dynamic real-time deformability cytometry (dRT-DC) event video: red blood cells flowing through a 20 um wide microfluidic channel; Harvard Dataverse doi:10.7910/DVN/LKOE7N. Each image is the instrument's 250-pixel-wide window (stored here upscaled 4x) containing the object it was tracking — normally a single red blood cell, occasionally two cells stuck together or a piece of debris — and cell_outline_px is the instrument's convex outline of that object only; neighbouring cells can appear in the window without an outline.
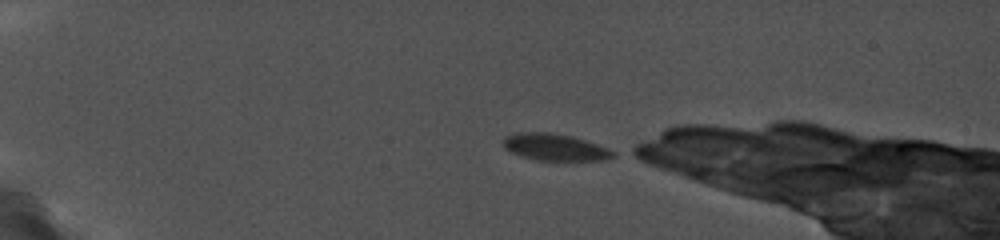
{"species": "common noctule bat (a hibernating species)", "species_latin": "Nyctalus noctula", "temperature_condition": "cold", "stored_images_in_passage": 34, "segment_of_instrument_passage": [1, 2], "camera_frame_rate_fps": 5000, "um_per_image_px": 0.085, "animal": {"sex": "female", "body_mass_g": 19.0, "forearm_length_mm": 56.7}, "frame": {"image": 1, "passage_image": 1, "time_ms": 0.0, "image_size_px": [1000, 240], "cell_outline_px": [[616, 156], [608, 160], [536, 160], [520, 156], [504, 148], [500, 144], [500, 140], [504, 136], [520, 132], [548, 132], [572, 136], [608, 148], [616, 152]], "centroid_in_image_um": [47.13, 12.51], "position_along_channel_um": 37.9, "area_um2": 17.4}}
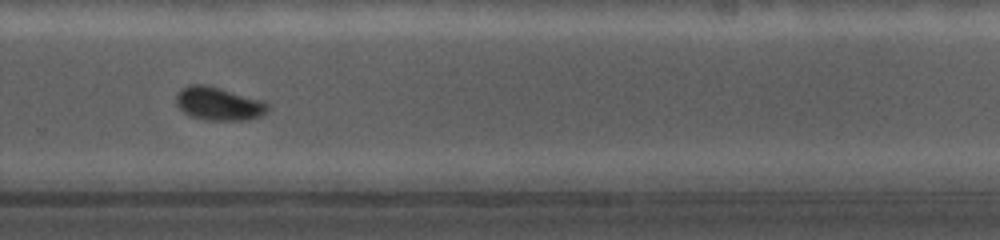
{"frame": {"image": 2, "passage_image": 24, "time_ms": 9.2, "image_size_px": [1000, 240], "cell_outline_px": [[272, 108], [268, 112], [260, 116], [248, 120], [204, 120], [192, 116], [184, 112], [176, 104], [176, 96], [184, 88], [192, 84], [200, 84], [216, 88], [260, 100], [268, 104]], "centroid_in_image_um": [18.62, 8.85], "position_along_channel_um": 311.2, "area_um2": 17.28}}
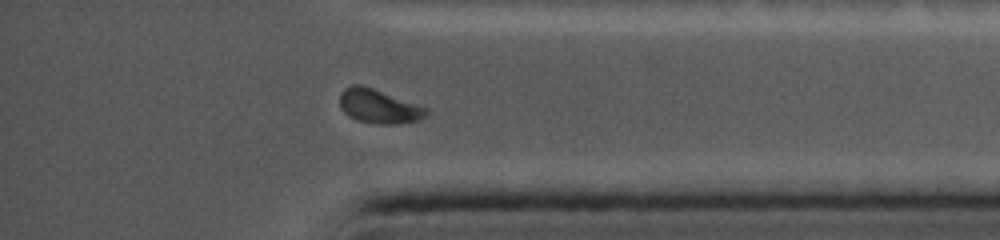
{"frame": {"image": 3, "passage_image": 30, "time_ms": 11.6, "image_size_px": [1000, 240], "cell_outline_px": [[428, 112], [420, 120], [396, 124], [376, 124], [356, 120], [348, 116], [340, 108], [340, 92], [344, 88], [352, 84], [360, 84], [372, 88], [428, 108]], "centroid_in_image_um": [32.16, 9.04], "position_along_channel_um": 403.0, "area_um2": 17.17}}